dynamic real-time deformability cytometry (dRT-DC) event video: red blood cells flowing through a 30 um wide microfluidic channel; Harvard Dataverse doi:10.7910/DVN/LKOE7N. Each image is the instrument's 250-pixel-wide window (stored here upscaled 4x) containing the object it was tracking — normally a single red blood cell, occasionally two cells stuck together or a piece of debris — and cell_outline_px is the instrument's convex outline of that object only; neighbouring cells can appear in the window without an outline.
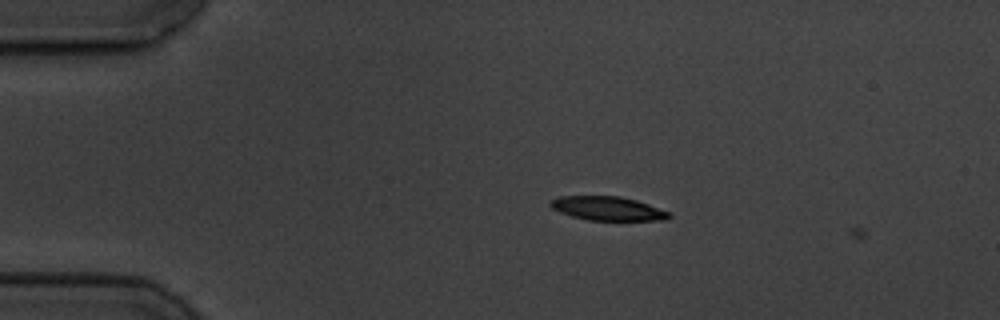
{"species": "common noctule bat (a hibernating species)", "species_latin": "Nyctalus noctula", "temperature_condition": "cold", "stored_images_in_passage": 2, "camera_frame_rate_fps": 3000, "um_per_image_px": 0.085, "animal": {"sex": "male", "body_mass_g": 19.5, "forearm_length_mm": 54.6}, "frame": {"image": 1, "passage_image": 1, "time_ms": 0.0, "image_size_px": [1000, 320], "cell_outline_px": [[672, 216], [668, 220], [588, 220], [572, 216], [560, 212], [552, 208], [548, 204], [552, 200], [560, 196], [620, 196], [636, 200], [672, 212]], "centroid_in_image_um": [51.7, 17.72], "position_along_channel_um": 33.3, "area_um2": 16.59}}